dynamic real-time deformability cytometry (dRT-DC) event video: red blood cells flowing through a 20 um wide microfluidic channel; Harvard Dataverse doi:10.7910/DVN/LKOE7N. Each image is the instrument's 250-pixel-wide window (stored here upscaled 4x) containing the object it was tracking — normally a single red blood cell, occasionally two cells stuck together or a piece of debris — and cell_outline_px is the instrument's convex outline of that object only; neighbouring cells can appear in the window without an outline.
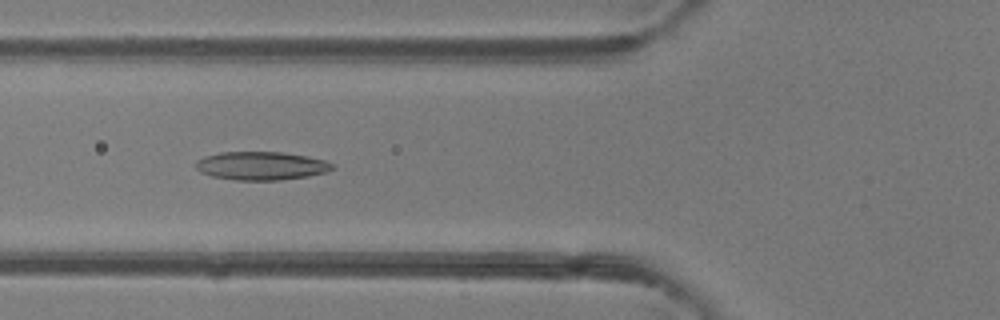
{"species": "common noctule bat (a hibernating species)", "species_latin": "Nyctalus noctula", "temperature_condition": "room temperature", "stored_images_in_passage": 6, "camera_frame_rate_fps": 3000, "um_per_image_px": 0.085, "animal": {"sex": "female"}, "frame": {"image": 1, "passage_image": 6, "time_ms": 1.667, "image_size_px": [1000, 320], "cell_outline_px": [[336, 168], [328, 172], [308, 176], [280, 180], [236, 180], [212, 176], [200, 172], [196, 168], [196, 160], [204, 156], [220, 152], [284, 152], [308, 156], [324, 160], [336, 164]], "centroid_in_image_um": [22.25, 14.09], "position_along_channel_um": 103.6, "area_um2": 22.83}}